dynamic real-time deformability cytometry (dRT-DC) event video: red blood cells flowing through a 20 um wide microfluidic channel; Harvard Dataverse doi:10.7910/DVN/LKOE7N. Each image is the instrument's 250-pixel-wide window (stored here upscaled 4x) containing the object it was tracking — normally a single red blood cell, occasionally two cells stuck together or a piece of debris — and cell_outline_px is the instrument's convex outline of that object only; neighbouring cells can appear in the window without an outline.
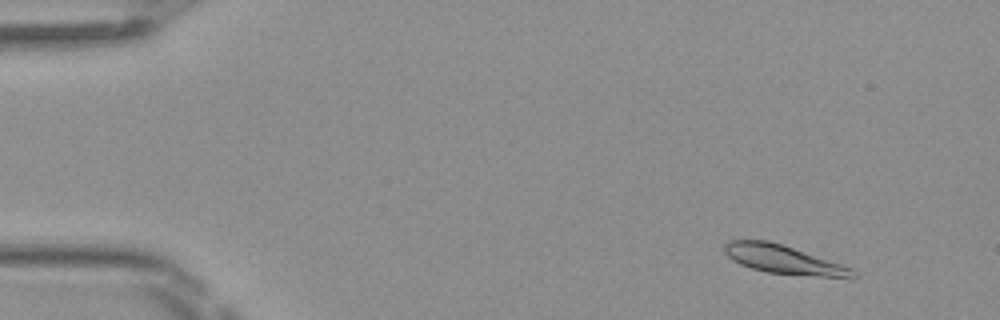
{"species": "Egyptian fruit bat (a non-hibernating species)", "species_latin": "Rousettus aegyptiacus", "temperature_condition": "room temperature", "stored_images_in_passage": 49, "camera_frame_rate_fps": 3000, "um_per_image_px": 0.085, "frame": {"image": 1, "passage_image": 4, "time_ms": 1.0, "image_size_px": [1000, 320], "cell_outline_px": [[860, 276], [852, 280], [768, 272], [752, 268], [740, 264], [732, 260], [724, 252], [724, 244], [728, 240], [768, 240], [852, 268]], "centroid_in_image_um": [66.68, 22.1], "position_along_channel_um": 18.3, "area_um2": 21.56}}
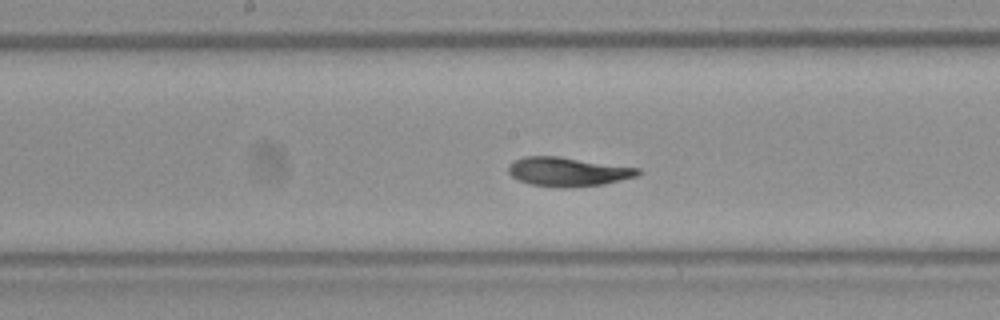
{"frame": {"image": 2, "passage_image": 25, "time_ms": 8.0, "image_size_px": [1000, 320], "cell_outline_px": [[640, 172], [636, 176], [604, 184], [564, 188], [528, 184], [512, 176], [508, 172], [508, 164], [524, 156], [556, 156], [640, 168]], "centroid_in_image_um": [48.24, 14.6], "position_along_channel_um": 200.0, "area_um2": 21.73}}
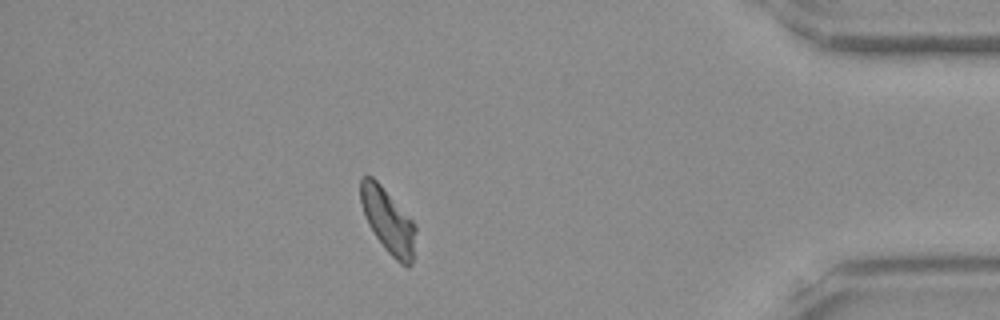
{"frame": {"image": 3, "passage_image": 43, "time_ms": 14.0, "image_size_px": [1000, 320], "cell_outline_px": [[416, 232], [412, 264], [408, 268], [400, 264], [384, 248], [368, 224], [360, 200], [360, 176], [372, 176], [380, 184], [416, 224]], "centroid_in_image_um": [33.0, 18.78], "position_along_channel_um": 402.2, "area_um2": 20.63}, "authors_computed_cell_mechanics": {"area_um2": 21.5594, "velocity_mm_per_s": 4.062, "shape_relaxation_time_tau1_ms": 2.5555, "shape_relaxation_time_tau2_ms": 2.4629, "deformation_change_tau1": 0.1349, "deformation_change_tau2": 0.0727}}